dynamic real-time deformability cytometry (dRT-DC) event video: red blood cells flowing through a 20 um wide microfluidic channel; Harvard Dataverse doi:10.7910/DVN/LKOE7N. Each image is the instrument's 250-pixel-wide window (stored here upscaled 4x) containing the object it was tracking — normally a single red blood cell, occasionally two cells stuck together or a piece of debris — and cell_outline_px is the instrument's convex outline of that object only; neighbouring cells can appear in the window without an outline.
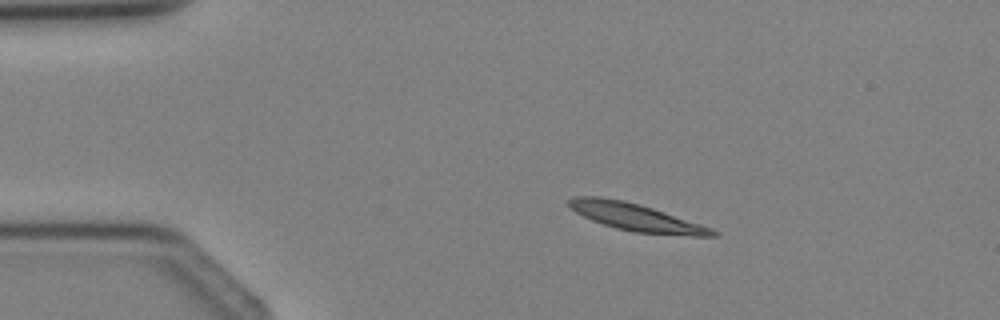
{"species": "Egyptian fruit bat (a non-hibernating species)", "species_latin": "Rousettus aegyptiacus", "temperature_condition": "cold", "stored_images_in_passage": 2, "camera_frame_rate_fps": 3000, "um_per_image_px": 0.085, "animal": {"sex": "female"}, "frame": {"image": 1, "passage_image": 1, "time_ms": 0.0, "image_size_px": [1000, 320], "cell_outline_px": [[720, 236], [692, 236], [636, 232], [616, 228], [592, 220], [576, 212], [568, 204], [568, 200], [576, 196], [600, 196], [624, 200], [652, 208], [712, 228], [720, 232]], "centroid_in_image_um": [54.09, 18.46], "position_along_channel_um": 30.9, "area_um2": 22.66}}